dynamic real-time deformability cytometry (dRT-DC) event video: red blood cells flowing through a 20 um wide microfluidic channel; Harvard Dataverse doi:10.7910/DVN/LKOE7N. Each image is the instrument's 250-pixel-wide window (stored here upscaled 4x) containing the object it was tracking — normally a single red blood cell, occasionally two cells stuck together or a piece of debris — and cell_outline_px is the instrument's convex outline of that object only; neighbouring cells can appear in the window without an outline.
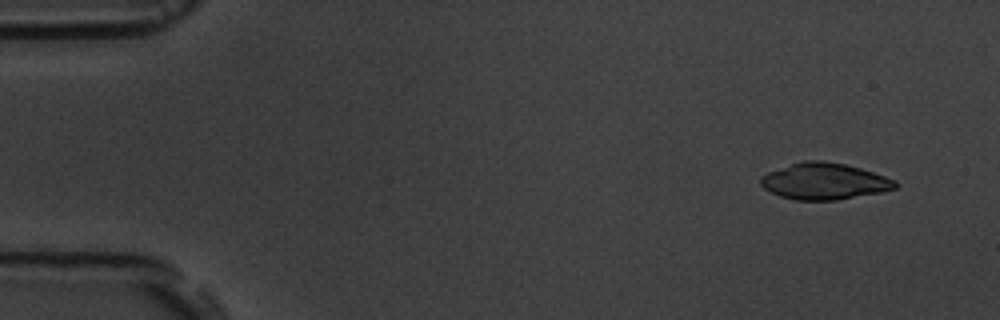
{"species": "common noctule bat (a hibernating species)", "species_latin": "Nyctalus noctula", "temperature_condition": "room temperature", "stored_images_in_passage": 3, "camera_frame_rate_fps": 3000, "um_per_image_px": 0.085, "animal": {"sex": "male", "body_mass_g": 19.5, "forearm_length_mm": 54.6}, "frame": {"image": 1, "passage_image": 1, "time_ms": 0.0, "image_size_px": [1000, 320], "cell_outline_px": [[896, 188], [880, 192], [836, 200], [796, 200], [780, 196], [764, 188], [760, 184], [760, 176], [768, 172], [804, 160], [824, 160], [844, 164], [860, 168], [896, 180]], "centroid_in_image_um": [70.04, 15.41], "position_along_channel_um": 15.0, "area_um2": 28.32}}